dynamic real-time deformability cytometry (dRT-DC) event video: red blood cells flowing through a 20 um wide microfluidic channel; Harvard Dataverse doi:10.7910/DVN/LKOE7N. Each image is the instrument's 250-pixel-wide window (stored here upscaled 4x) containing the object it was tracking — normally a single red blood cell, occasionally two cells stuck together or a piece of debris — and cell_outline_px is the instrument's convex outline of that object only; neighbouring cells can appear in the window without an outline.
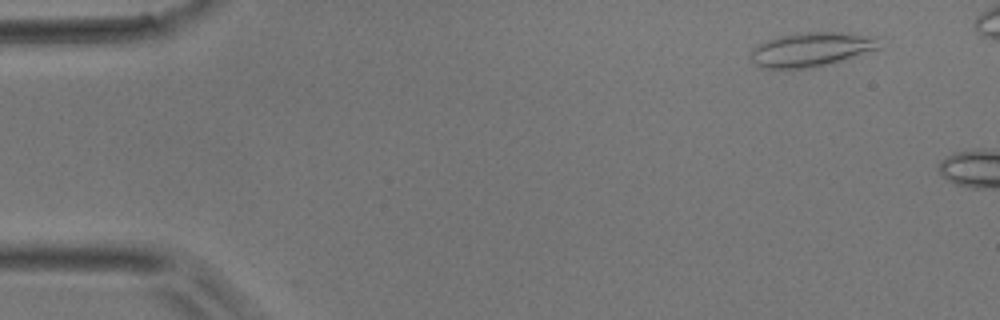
{"species": "common noctule bat (a hibernating species)", "species_latin": "Nyctalus noctula", "temperature_condition": "room temperature", "stored_images_in_passage": 9, "camera_frame_rate_fps": 3000, "um_per_image_px": 0.085, "animal": {"sex": "male", "body_mass_g": 17.9}, "frame": {"image": 1, "passage_image": 2, "time_ms": 0.333, "image_size_px": [1000, 320], "cell_outline_px": [[880, 48], [828, 64], [808, 68], [760, 68], [752, 64], [752, 48], [768, 40], [780, 36], [796, 32], [840, 32], [880, 36]], "centroid_in_image_um": [68.99, 4.19], "position_along_channel_um": 16.0, "area_um2": 25.66}}